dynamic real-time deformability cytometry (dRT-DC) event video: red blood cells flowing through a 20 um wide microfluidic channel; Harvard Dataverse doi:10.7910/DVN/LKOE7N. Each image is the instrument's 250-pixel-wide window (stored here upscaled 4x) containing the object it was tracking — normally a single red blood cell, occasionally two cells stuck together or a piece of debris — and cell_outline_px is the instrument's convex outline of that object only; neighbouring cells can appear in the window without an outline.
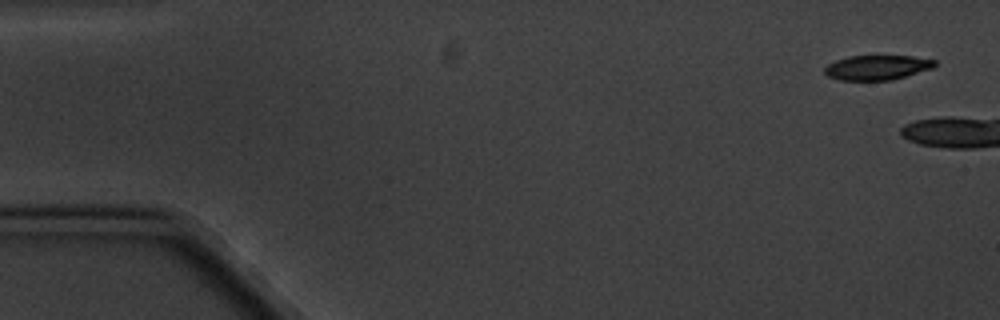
{"species": "common noctule bat (a hibernating species)", "species_latin": "Nyctalus noctula", "temperature_condition": "cold", "stored_images_in_passage": 6, "camera_frame_rate_fps": 3000, "um_per_image_px": 0.085, "animal": {"sex": "male", "body_mass_g": 20.1, "forearm_length_mm": 53.5}, "frame": {"image": 1, "passage_image": 1, "time_ms": 0.0, "image_size_px": [1000, 320], "cell_outline_px": [[936, 64], [932, 68], [892, 80], [840, 80], [828, 76], [824, 72], [824, 68], [828, 64], [836, 60], [848, 56], [912, 56], [936, 60]], "centroid_in_image_um": [74.54, 5.73], "position_along_channel_um": 10.5, "area_um2": 15.78}}